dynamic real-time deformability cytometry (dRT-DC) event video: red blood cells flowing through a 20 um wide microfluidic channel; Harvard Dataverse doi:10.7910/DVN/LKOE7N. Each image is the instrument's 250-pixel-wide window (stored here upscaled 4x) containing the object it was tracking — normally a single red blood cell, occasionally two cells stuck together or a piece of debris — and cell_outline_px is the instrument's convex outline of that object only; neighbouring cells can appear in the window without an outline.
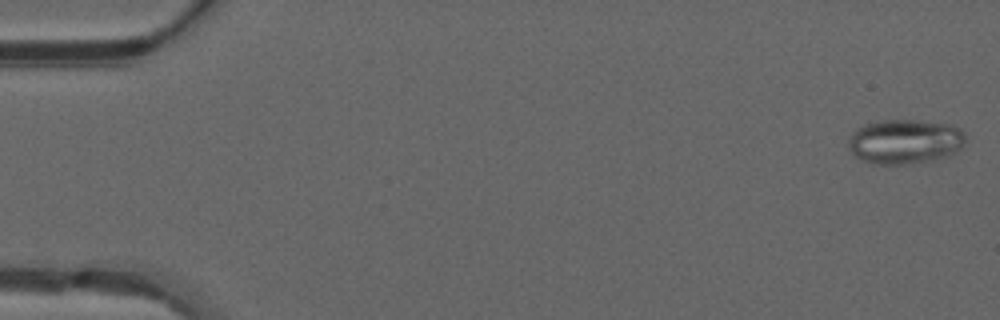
{"species": "common noctule bat (a hibernating species)", "species_latin": "Nyctalus noctula", "temperature_condition": "warm", "stored_images_in_passage": 49, "camera_frame_rate_fps": 3000, "um_per_image_px": 0.085, "animal": {"sex": "male", "forearm_length_mm": 52.5}, "frame": {"image": 1, "passage_image": 1, "time_ms": 0.0, "image_size_px": [1000, 320], "cell_outline_px": [[964, 140], [960, 148], [948, 156], [908, 164], [872, 164], [856, 156], [848, 148], [848, 136], [856, 128], [864, 124], [884, 120], [916, 120], [948, 124], [960, 128], [964, 132]], "centroid_in_image_um": [76.87, 12.02], "position_along_channel_um": 8.1, "area_um2": 30.35}}
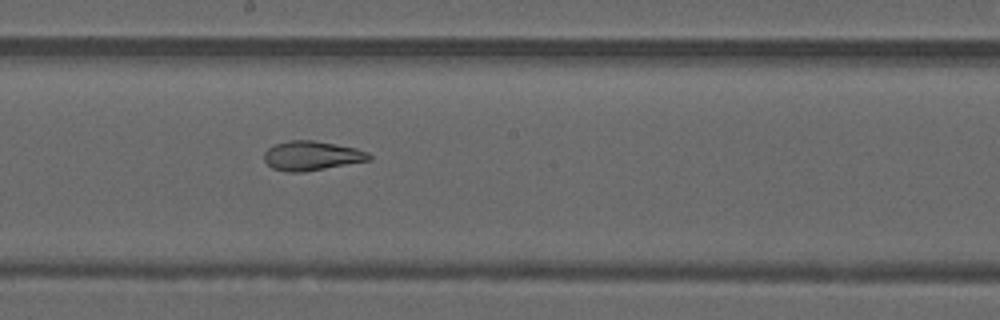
{"frame": {"image": 2, "passage_image": 27, "time_ms": 8.667, "image_size_px": [1000, 320], "cell_outline_px": [[372, 160], [304, 172], [288, 172], [272, 168], [264, 160], [264, 152], [268, 148], [276, 144], [288, 140], [316, 140], [356, 148], [368, 152], [372, 156]], "centroid_in_image_um": [26.51, 13.23], "position_along_channel_um": 221.7, "area_um2": 18.09}}
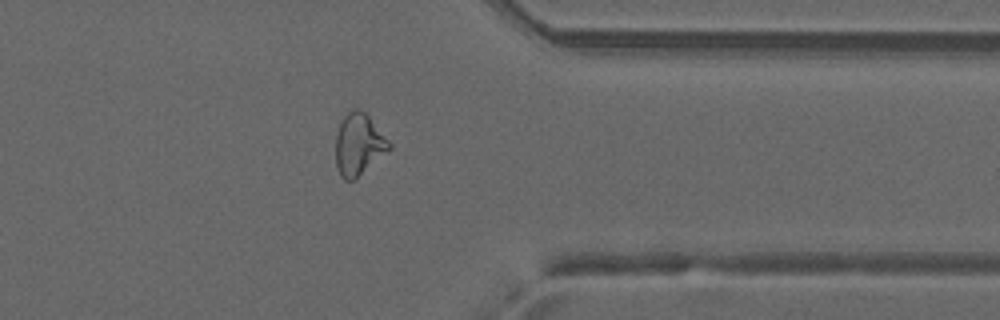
{"frame": {"image": 3, "passage_image": 39, "time_ms": 12.667, "image_size_px": [1000, 320], "cell_outline_px": [[392, 148], [388, 152], [352, 180], [344, 180], [340, 176], [336, 164], [336, 136], [340, 120], [348, 112], [356, 108], [364, 112], [368, 116], [392, 144]], "centroid_in_image_um": [30.48, 12.27], "position_along_channel_um": 380.9, "area_um2": 19.02}, "authors_computed_cell_mechanics": {"area_um2": 21.7906, "velocity_mm_per_s": 4.1901, "shape_relaxation_time_tau1_ms": null, "shape_relaxation_time_tau2_ms": 1.4162, "deformation_change_tau1": null, "deformation_change_tau2": 0.0771}}